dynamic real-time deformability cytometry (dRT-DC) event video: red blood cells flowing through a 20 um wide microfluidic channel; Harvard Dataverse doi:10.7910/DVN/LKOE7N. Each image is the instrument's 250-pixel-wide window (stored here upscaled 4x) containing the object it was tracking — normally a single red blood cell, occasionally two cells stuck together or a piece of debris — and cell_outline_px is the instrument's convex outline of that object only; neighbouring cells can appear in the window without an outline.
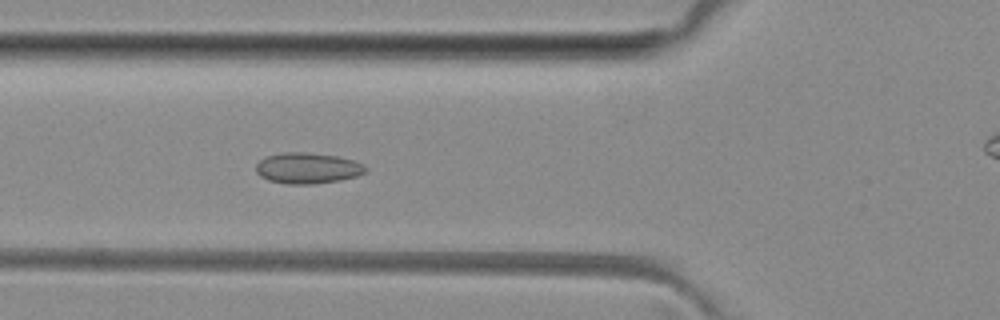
{"species": "common noctule bat (a hibernating species)", "species_latin": "Nyctalus noctula", "temperature_condition": "room temperature", "stored_images_in_passage": 5, "camera_frame_rate_fps": 3000, "um_per_image_px": 0.085, "animal": {"sex": "female", "body_mass_g": 29.2, "forearm_length_mm": 56.3}, "frame": {"image": 1, "passage_image": 4, "time_ms": 4.333, "image_size_px": [1000, 320], "cell_outline_px": [[368, 168], [364, 172], [356, 176], [340, 180], [312, 184], [288, 184], [268, 180], [260, 176], [256, 172], [256, 164], [264, 156], [280, 152], [308, 152], [340, 156], [364, 164]], "centroid_in_image_um": [26.12, 14.27], "position_along_channel_um": 99.7, "area_um2": 19.94}}